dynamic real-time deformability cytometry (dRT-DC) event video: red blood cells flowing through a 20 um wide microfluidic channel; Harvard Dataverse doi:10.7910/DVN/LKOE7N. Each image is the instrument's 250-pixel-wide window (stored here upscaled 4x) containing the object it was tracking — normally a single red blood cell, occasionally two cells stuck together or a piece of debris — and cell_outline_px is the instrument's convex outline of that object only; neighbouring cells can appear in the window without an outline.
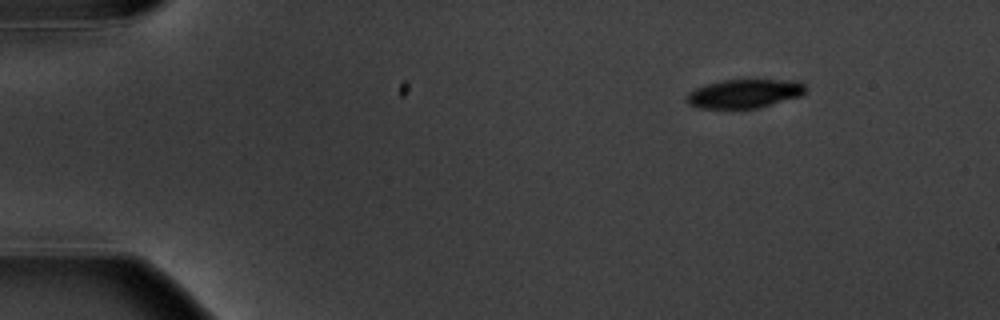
{"species": "common noctule bat (a hibernating species)", "species_latin": "Nyctalus noctula", "temperature_condition": "warm", "stored_images_in_passage": 5, "camera_frame_rate_fps": 3000, "um_per_image_px": 0.085, "animal": {"sex": "male", "body_mass_g": 20.1, "forearm_length_mm": 53.5}, "frame": {"image": 1, "passage_image": 1, "time_ms": 0.0, "image_size_px": [1000, 320], "cell_outline_px": [[808, 88], [804, 96], [756, 108], [700, 108], [688, 104], [684, 100], [688, 92], [696, 88], [708, 84], [724, 80], [800, 80]], "centroid_in_image_um": [63.33, 7.95], "position_along_channel_um": 21.7, "area_um2": 20.17}}
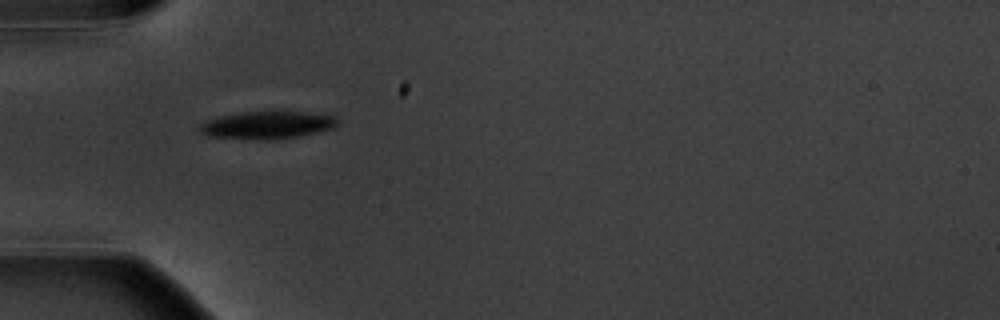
{"frame": {"image": 2, "passage_image": 4, "time_ms": 3.667, "image_size_px": [1000, 320], "cell_outline_px": [[336, 124], [332, 128], [300, 136], [276, 140], [208, 136], [200, 132], [196, 128], [200, 124], [208, 120], [220, 116], [240, 112], [272, 108], [336, 116]], "centroid_in_image_um": [22.69, 10.58], "position_along_channel_um": 62.3, "area_um2": 22.77}}